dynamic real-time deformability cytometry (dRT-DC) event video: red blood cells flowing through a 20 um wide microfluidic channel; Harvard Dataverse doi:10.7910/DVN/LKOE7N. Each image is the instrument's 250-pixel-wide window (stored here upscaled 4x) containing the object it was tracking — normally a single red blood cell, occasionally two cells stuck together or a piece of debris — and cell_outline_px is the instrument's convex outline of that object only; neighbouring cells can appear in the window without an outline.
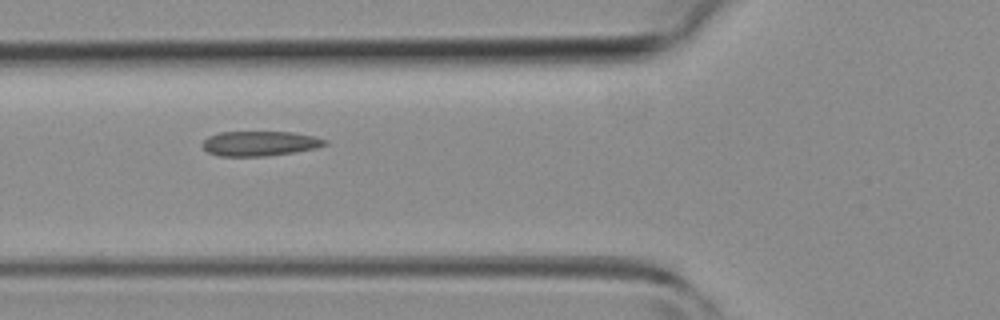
{"species": "common noctule bat (a hibernating species)", "species_latin": "Nyctalus noctula", "temperature_condition": "room temperature", "stored_images_in_passage": 5, "camera_frame_rate_fps": 3000, "um_per_image_px": 0.085, "animal": {"sex": "female", "body_mass_g": 19.3, "forearm_length_mm": 54.1}, "frame": {"image": 1, "passage_image": 5, "time_ms": 6.0, "image_size_px": [1000, 320], "cell_outline_px": [[328, 144], [316, 148], [296, 152], [264, 156], [220, 156], [208, 152], [204, 148], [204, 140], [208, 136], [220, 132], [292, 132], [312, 136], [328, 140]], "centroid_in_image_um": [22.11, 12.19], "position_along_channel_um": 103.7, "area_um2": 17.63}}